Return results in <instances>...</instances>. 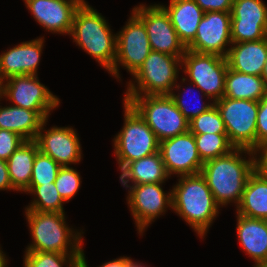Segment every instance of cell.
Masks as SVG:
<instances>
[{
    "mask_svg": "<svg viewBox=\"0 0 267 267\" xmlns=\"http://www.w3.org/2000/svg\"><path fill=\"white\" fill-rule=\"evenodd\" d=\"M254 171L253 150L235 148L226 155L206 161L200 174L205 178L215 202L222 208L230 203L236 207L239 205L248 177Z\"/></svg>",
    "mask_w": 267,
    "mask_h": 267,
    "instance_id": "cell-1",
    "label": "cell"
},
{
    "mask_svg": "<svg viewBox=\"0 0 267 267\" xmlns=\"http://www.w3.org/2000/svg\"><path fill=\"white\" fill-rule=\"evenodd\" d=\"M172 188V210L204 239L221 208L199 173L178 176Z\"/></svg>",
    "mask_w": 267,
    "mask_h": 267,
    "instance_id": "cell-2",
    "label": "cell"
},
{
    "mask_svg": "<svg viewBox=\"0 0 267 267\" xmlns=\"http://www.w3.org/2000/svg\"><path fill=\"white\" fill-rule=\"evenodd\" d=\"M104 16L88 4L80 5L74 15L70 37L108 73L116 57V34Z\"/></svg>",
    "mask_w": 267,
    "mask_h": 267,
    "instance_id": "cell-3",
    "label": "cell"
},
{
    "mask_svg": "<svg viewBox=\"0 0 267 267\" xmlns=\"http://www.w3.org/2000/svg\"><path fill=\"white\" fill-rule=\"evenodd\" d=\"M25 216L32 238L25 251L82 254L84 232L70 228L65 213L25 210Z\"/></svg>",
    "mask_w": 267,
    "mask_h": 267,
    "instance_id": "cell-4",
    "label": "cell"
},
{
    "mask_svg": "<svg viewBox=\"0 0 267 267\" xmlns=\"http://www.w3.org/2000/svg\"><path fill=\"white\" fill-rule=\"evenodd\" d=\"M181 58L152 50L126 85L125 96L170 95L182 71Z\"/></svg>",
    "mask_w": 267,
    "mask_h": 267,
    "instance_id": "cell-5",
    "label": "cell"
},
{
    "mask_svg": "<svg viewBox=\"0 0 267 267\" xmlns=\"http://www.w3.org/2000/svg\"><path fill=\"white\" fill-rule=\"evenodd\" d=\"M123 101L140 115L159 142L189 131V121L169 95L124 96Z\"/></svg>",
    "mask_w": 267,
    "mask_h": 267,
    "instance_id": "cell-6",
    "label": "cell"
},
{
    "mask_svg": "<svg viewBox=\"0 0 267 267\" xmlns=\"http://www.w3.org/2000/svg\"><path fill=\"white\" fill-rule=\"evenodd\" d=\"M181 67L189 80V88L196 85L206 97L216 102L224 97L225 76L228 69L227 59L216 54L198 53L186 49L181 58ZM189 78V79H188Z\"/></svg>",
    "mask_w": 267,
    "mask_h": 267,
    "instance_id": "cell-7",
    "label": "cell"
},
{
    "mask_svg": "<svg viewBox=\"0 0 267 267\" xmlns=\"http://www.w3.org/2000/svg\"><path fill=\"white\" fill-rule=\"evenodd\" d=\"M224 122L229 141L235 148L256 147L258 102L223 97L214 102Z\"/></svg>",
    "mask_w": 267,
    "mask_h": 267,
    "instance_id": "cell-8",
    "label": "cell"
},
{
    "mask_svg": "<svg viewBox=\"0 0 267 267\" xmlns=\"http://www.w3.org/2000/svg\"><path fill=\"white\" fill-rule=\"evenodd\" d=\"M1 97L13 106L35 111L43 120L60 105L58 96L40 83L38 75L13 76L2 81Z\"/></svg>",
    "mask_w": 267,
    "mask_h": 267,
    "instance_id": "cell-9",
    "label": "cell"
},
{
    "mask_svg": "<svg viewBox=\"0 0 267 267\" xmlns=\"http://www.w3.org/2000/svg\"><path fill=\"white\" fill-rule=\"evenodd\" d=\"M116 43L115 63L109 74L121 80V66L133 75L152 51L145 25L133 12L123 28L116 33Z\"/></svg>",
    "mask_w": 267,
    "mask_h": 267,
    "instance_id": "cell-10",
    "label": "cell"
},
{
    "mask_svg": "<svg viewBox=\"0 0 267 267\" xmlns=\"http://www.w3.org/2000/svg\"><path fill=\"white\" fill-rule=\"evenodd\" d=\"M124 125L113 138L114 154L133 161L159 152V141L140 115L123 101Z\"/></svg>",
    "mask_w": 267,
    "mask_h": 267,
    "instance_id": "cell-11",
    "label": "cell"
},
{
    "mask_svg": "<svg viewBox=\"0 0 267 267\" xmlns=\"http://www.w3.org/2000/svg\"><path fill=\"white\" fill-rule=\"evenodd\" d=\"M132 12L144 23L153 51L183 56L186 47L179 40L170 17L160 4H140Z\"/></svg>",
    "mask_w": 267,
    "mask_h": 267,
    "instance_id": "cell-12",
    "label": "cell"
},
{
    "mask_svg": "<svg viewBox=\"0 0 267 267\" xmlns=\"http://www.w3.org/2000/svg\"><path fill=\"white\" fill-rule=\"evenodd\" d=\"M231 44V13L211 11L204 12L195 38L186 49L226 58Z\"/></svg>",
    "mask_w": 267,
    "mask_h": 267,
    "instance_id": "cell-13",
    "label": "cell"
},
{
    "mask_svg": "<svg viewBox=\"0 0 267 267\" xmlns=\"http://www.w3.org/2000/svg\"><path fill=\"white\" fill-rule=\"evenodd\" d=\"M232 43L258 41L267 37V5L262 0H233Z\"/></svg>",
    "mask_w": 267,
    "mask_h": 267,
    "instance_id": "cell-14",
    "label": "cell"
},
{
    "mask_svg": "<svg viewBox=\"0 0 267 267\" xmlns=\"http://www.w3.org/2000/svg\"><path fill=\"white\" fill-rule=\"evenodd\" d=\"M48 119L44 120L35 141L39 151L51 157L61 167L78 164L82 157L79 135L72 127L52 126L46 130Z\"/></svg>",
    "mask_w": 267,
    "mask_h": 267,
    "instance_id": "cell-15",
    "label": "cell"
},
{
    "mask_svg": "<svg viewBox=\"0 0 267 267\" xmlns=\"http://www.w3.org/2000/svg\"><path fill=\"white\" fill-rule=\"evenodd\" d=\"M163 183H146L136 185L133 198L127 203L139 235L157 217L164 215L167 208H172V190L164 192Z\"/></svg>",
    "mask_w": 267,
    "mask_h": 267,
    "instance_id": "cell-16",
    "label": "cell"
},
{
    "mask_svg": "<svg viewBox=\"0 0 267 267\" xmlns=\"http://www.w3.org/2000/svg\"><path fill=\"white\" fill-rule=\"evenodd\" d=\"M159 153L170 177L199 174L204 164L190 131L159 142Z\"/></svg>",
    "mask_w": 267,
    "mask_h": 267,
    "instance_id": "cell-17",
    "label": "cell"
},
{
    "mask_svg": "<svg viewBox=\"0 0 267 267\" xmlns=\"http://www.w3.org/2000/svg\"><path fill=\"white\" fill-rule=\"evenodd\" d=\"M35 21L46 31L70 35L78 2L72 0H23Z\"/></svg>",
    "mask_w": 267,
    "mask_h": 267,
    "instance_id": "cell-18",
    "label": "cell"
},
{
    "mask_svg": "<svg viewBox=\"0 0 267 267\" xmlns=\"http://www.w3.org/2000/svg\"><path fill=\"white\" fill-rule=\"evenodd\" d=\"M45 38L23 41L0 55V80L20 75H38V65L44 47Z\"/></svg>",
    "mask_w": 267,
    "mask_h": 267,
    "instance_id": "cell-19",
    "label": "cell"
},
{
    "mask_svg": "<svg viewBox=\"0 0 267 267\" xmlns=\"http://www.w3.org/2000/svg\"><path fill=\"white\" fill-rule=\"evenodd\" d=\"M236 215V231L241 248L254 260L253 267H260L267 262V220Z\"/></svg>",
    "mask_w": 267,
    "mask_h": 267,
    "instance_id": "cell-20",
    "label": "cell"
},
{
    "mask_svg": "<svg viewBox=\"0 0 267 267\" xmlns=\"http://www.w3.org/2000/svg\"><path fill=\"white\" fill-rule=\"evenodd\" d=\"M226 59L228 67L234 71L261 76L267 59V37L232 43Z\"/></svg>",
    "mask_w": 267,
    "mask_h": 267,
    "instance_id": "cell-21",
    "label": "cell"
},
{
    "mask_svg": "<svg viewBox=\"0 0 267 267\" xmlns=\"http://www.w3.org/2000/svg\"><path fill=\"white\" fill-rule=\"evenodd\" d=\"M161 6L168 13L179 40L187 47L195 38L204 11L194 0H170Z\"/></svg>",
    "mask_w": 267,
    "mask_h": 267,
    "instance_id": "cell-22",
    "label": "cell"
},
{
    "mask_svg": "<svg viewBox=\"0 0 267 267\" xmlns=\"http://www.w3.org/2000/svg\"><path fill=\"white\" fill-rule=\"evenodd\" d=\"M38 152L39 147L35 140H25L7 160L14 191L25 192L29 188L33 163Z\"/></svg>",
    "mask_w": 267,
    "mask_h": 267,
    "instance_id": "cell-23",
    "label": "cell"
},
{
    "mask_svg": "<svg viewBox=\"0 0 267 267\" xmlns=\"http://www.w3.org/2000/svg\"><path fill=\"white\" fill-rule=\"evenodd\" d=\"M236 213L248 218L267 220V177L256 171L248 177Z\"/></svg>",
    "mask_w": 267,
    "mask_h": 267,
    "instance_id": "cell-24",
    "label": "cell"
},
{
    "mask_svg": "<svg viewBox=\"0 0 267 267\" xmlns=\"http://www.w3.org/2000/svg\"><path fill=\"white\" fill-rule=\"evenodd\" d=\"M43 121L35 111L10 104L0 105V129L16 132L25 140L36 139Z\"/></svg>",
    "mask_w": 267,
    "mask_h": 267,
    "instance_id": "cell-25",
    "label": "cell"
},
{
    "mask_svg": "<svg viewBox=\"0 0 267 267\" xmlns=\"http://www.w3.org/2000/svg\"><path fill=\"white\" fill-rule=\"evenodd\" d=\"M267 95V85L258 75L244 74L228 67L224 97L259 102Z\"/></svg>",
    "mask_w": 267,
    "mask_h": 267,
    "instance_id": "cell-26",
    "label": "cell"
},
{
    "mask_svg": "<svg viewBox=\"0 0 267 267\" xmlns=\"http://www.w3.org/2000/svg\"><path fill=\"white\" fill-rule=\"evenodd\" d=\"M134 182L165 183L170 178L167 174L161 154L156 152L150 156L135 160L132 166Z\"/></svg>",
    "mask_w": 267,
    "mask_h": 267,
    "instance_id": "cell-27",
    "label": "cell"
},
{
    "mask_svg": "<svg viewBox=\"0 0 267 267\" xmlns=\"http://www.w3.org/2000/svg\"><path fill=\"white\" fill-rule=\"evenodd\" d=\"M32 194L35 198L25 207V210L39 212L65 213L63 210L64 200L60 196L55 183L43 184L39 186H29L24 192Z\"/></svg>",
    "mask_w": 267,
    "mask_h": 267,
    "instance_id": "cell-28",
    "label": "cell"
},
{
    "mask_svg": "<svg viewBox=\"0 0 267 267\" xmlns=\"http://www.w3.org/2000/svg\"><path fill=\"white\" fill-rule=\"evenodd\" d=\"M198 154L203 163L230 153L235 146L227 134H194Z\"/></svg>",
    "mask_w": 267,
    "mask_h": 267,
    "instance_id": "cell-29",
    "label": "cell"
},
{
    "mask_svg": "<svg viewBox=\"0 0 267 267\" xmlns=\"http://www.w3.org/2000/svg\"><path fill=\"white\" fill-rule=\"evenodd\" d=\"M82 254H62L57 252L25 251L24 267H74Z\"/></svg>",
    "mask_w": 267,
    "mask_h": 267,
    "instance_id": "cell-30",
    "label": "cell"
},
{
    "mask_svg": "<svg viewBox=\"0 0 267 267\" xmlns=\"http://www.w3.org/2000/svg\"><path fill=\"white\" fill-rule=\"evenodd\" d=\"M60 168L56 161L39 151L34 159L30 186L55 182Z\"/></svg>",
    "mask_w": 267,
    "mask_h": 267,
    "instance_id": "cell-31",
    "label": "cell"
},
{
    "mask_svg": "<svg viewBox=\"0 0 267 267\" xmlns=\"http://www.w3.org/2000/svg\"><path fill=\"white\" fill-rule=\"evenodd\" d=\"M189 131L193 134H227L221 115L214 105L189 122Z\"/></svg>",
    "mask_w": 267,
    "mask_h": 267,
    "instance_id": "cell-32",
    "label": "cell"
},
{
    "mask_svg": "<svg viewBox=\"0 0 267 267\" xmlns=\"http://www.w3.org/2000/svg\"><path fill=\"white\" fill-rule=\"evenodd\" d=\"M178 84V85H177ZM181 87H183V86H181L179 83H176V85L174 86V88H173V91L170 93V97L173 99V101H174V103H175V105H176V107L179 109V111L184 115V117L190 122L191 120H193L194 118H196V117H198L201 113H204V112H206V111H208L211 107H213L214 106V102H211L212 100H209L210 98L209 97H205V95L201 92V95L199 96L200 98H198V99H195V101L194 102H196V100H198L199 101V99H200V101L203 99V97L204 98H207V100L208 101H210V102H208L207 103V101H206V103H204L203 101L201 102L202 104H198V106L196 105V106H194L195 108H189L190 106H188V104L186 103V101H185V99H184V96H182V91H180V89H181ZM194 88H196V90H198L197 89V86L196 85H194L193 87H191L189 90H188V92H191L192 93V95H194V91H192ZM176 91V93H175V91ZM178 90V91H177ZM195 90V91H196ZM181 92V93H180ZM187 91L186 90H183V94L185 95V93H186ZM187 92V93H188ZM203 96V97H202ZM197 97H198V95H197Z\"/></svg>",
    "mask_w": 267,
    "mask_h": 267,
    "instance_id": "cell-33",
    "label": "cell"
},
{
    "mask_svg": "<svg viewBox=\"0 0 267 267\" xmlns=\"http://www.w3.org/2000/svg\"><path fill=\"white\" fill-rule=\"evenodd\" d=\"M81 182L80 173L73 167L65 166L60 168L54 183L63 200L69 202L77 194Z\"/></svg>",
    "mask_w": 267,
    "mask_h": 267,
    "instance_id": "cell-34",
    "label": "cell"
},
{
    "mask_svg": "<svg viewBox=\"0 0 267 267\" xmlns=\"http://www.w3.org/2000/svg\"><path fill=\"white\" fill-rule=\"evenodd\" d=\"M115 159H117V164L118 168L120 169V183L128 189V195H127V203L133 198L135 188H136V183L134 182L133 178V171H132V166L134 161L131 158L125 157V156H119L114 154ZM131 183V184H130Z\"/></svg>",
    "mask_w": 267,
    "mask_h": 267,
    "instance_id": "cell-35",
    "label": "cell"
},
{
    "mask_svg": "<svg viewBox=\"0 0 267 267\" xmlns=\"http://www.w3.org/2000/svg\"><path fill=\"white\" fill-rule=\"evenodd\" d=\"M24 141L18 133L0 129V159L7 161Z\"/></svg>",
    "mask_w": 267,
    "mask_h": 267,
    "instance_id": "cell-36",
    "label": "cell"
},
{
    "mask_svg": "<svg viewBox=\"0 0 267 267\" xmlns=\"http://www.w3.org/2000/svg\"><path fill=\"white\" fill-rule=\"evenodd\" d=\"M256 146L267 141V95L258 102Z\"/></svg>",
    "mask_w": 267,
    "mask_h": 267,
    "instance_id": "cell-37",
    "label": "cell"
},
{
    "mask_svg": "<svg viewBox=\"0 0 267 267\" xmlns=\"http://www.w3.org/2000/svg\"><path fill=\"white\" fill-rule=\"evenodd\" d=\"M255 171L267 177V141L253 149Z\"/></svg>",
    "mask_w": 267,
    "mask_h": 267,
    "instance_id": "cell-38",
    "label": "cell"
},
{
    "mask_svg": "<svg viewBox=\"0 0 267 267\" xmlns=\"http://www.w3.org/2000/svg\"><path fill=\"white\" fill-rule=\"evenodd\" d=\"M204 12H231L233 0H194Z\"/></svg>",
    "mask_w": 267,
    "mask_h": 267,
    "instance_id": "cell-39",
    "label": "cell"
},
{
    "mask_svg": "<svg viewBox=\"0 0 267 267\" xmlns=\"http://www.w3.org/2000/svg\"><path fill=\"white\" fill-rule=\"evenodd\" d=\"M0 190L14 191V188L9 178L7 161L1 159H0Z\"/></svg>",
    "mask_w": 267,
    "mask_h": 267,
    "instance_id": "cell-40",
    "label": "cell"
},
{
    "mask_svg": "<svg viewBox=\"0 0 267 267\" xmlns=\"http://www.w3.org/2000/svg\"><path fill=\"white\" fill-rule=\"evenodd\" d=\"M127 265V256H123L120 258L113 259L109 262L103 263V265L99 267H126Z\"/></svg>",
    "mask_w": 267,
    "mask_h": 267,
    "instance_id": "cell-41",
    "label": "cell"
},
{
    "mask_svg": "<svg viewBox=\"0 0 267 267\" xmlns=\"http://www.w3.org/2000/svg\"><path fill=\"white\" fill-rule=\"evenodd\" d=\"M126 267H148V266L144 265L142 262H134L130 257H127Z\"/></svg>",
    "mask_w": 267,
    "mask_h": 267,
    "instance_id": "cell-42",
    "label": "cell"
},
{
    "mask_svg": "<svg viewBox=\"0 0 267 267\" xmlns=\"http://www.w3.org/2000/svg\"><path fill=\"white\" fill-rule=\"evenodd\" d=\"M2 247H0V267H8L7 266V256L4 254V252L1 250Z\"/></svg>",
    "mask_w": 267,
    "mask_h": 267,
    "instance_id": "cell-43",
    "label": "cell"
},
{
    "mask_svg": "<svg viewBox=\"0 0 267 267\" xmlns=\"http://www.w3.org/2000/svg\"><path fill=\"white\" fill-rule=\"evenodd\" d=\"M74 267H88L84 250L82 251L81 260Z\"/></svg>",
    "mask_w": 267,
    "mask_h": 267,
    "instance_id": "cell-44",
    "label": "cell"
},
{
    "mask_svg": "<svg viewBox=\"0 0 267 267\" xmlns=\"http://www.w3.org/2000/svg\"><path fill=\"white\" fill-rule=\"evenodd\" d=\"M261 77L267 85V59H266V63H265V66L263 68Z\"/></svg>",
    "mask_w": 267,
    "mask_h": 267,
    "instance_id": "cell-45",
    "label": "cell"
},
{
    "mask_svg": "<svg viewBox=\"0 0 267 267\" xmlns=\"http://www.w3.org/2000/svg\"><path fill=\"white\" fill-rule=\"evenodd\" d=\"M72 1L78 2L80 5L88 4V2L85 0H72Z\"/></svg>",
    "mask_w": 267,
    "mask_h": 267,
    "instance_id": "cell-46",
    "label": "cell"
},
{
    "mask_svg": "<svg viewBox=\"0 0 267 267\" xmlns=\"http://www.w3.org/2000/svg\"><path fill=\"white\" fill-rule=\"evenodd\" d=\"M1 95H2V82L0 80V98H1Z\"/></svg>",
    "mask_w": 267,
    "mask_h": 267,
    "instance_id": "cell-47",
    "label": "cell"
},
{
    "mask_svg": "<svg viewBox=\"0 0 267 267\" xmlns=\"http://www.w3.org/2000/svg\"><path fill=\"white\" fill-rule=\"evenodd\" d=\"M260 267H267V262L262 264Z\"/></svg>",
    "mask_w": 267,
    "mask_h": 267,
    "instance_id": "cell-48",
    "label": "cell"
}]
</instances>
